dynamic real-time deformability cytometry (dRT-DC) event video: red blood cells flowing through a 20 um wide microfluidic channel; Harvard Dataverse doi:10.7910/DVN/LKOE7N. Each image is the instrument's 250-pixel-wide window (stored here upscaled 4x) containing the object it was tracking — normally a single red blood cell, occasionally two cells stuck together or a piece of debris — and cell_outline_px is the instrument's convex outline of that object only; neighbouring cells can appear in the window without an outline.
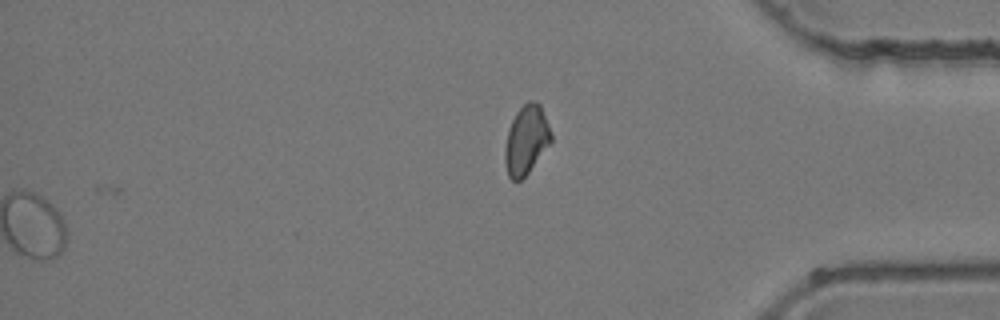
{"species": "common noctule bat (a hibernating species)", "species_latin": "Nyctalus noctula", "temperature_condition": "room temperature", "stored_images_in_passage": 41, "segment_of_instrument_passage": [2, 2], "camera_frame_rate_fps": 3000, "um_per_image_px": 0.085, "animal": {"sex": "female", "body_mass_g": 24.6, "forearm_length_mm": 56.2}, "frame": {"image": 1, "passage_image": 41, "time_ms": 13.333, "image_size_px": [1000, 320], "cell_outline_px": [[552, 140], [528, 172], [520, 180], [512, 180], [508, 176], [504, 160], [504, 148], [508, 128], [516, 112], [528, 100], [536, 100], [540, 104], [552, 132]], "centroid_in_image_um": [44.72, 11.86], "position_along_channel_um": 390.5, "area_um2": 18.55}}